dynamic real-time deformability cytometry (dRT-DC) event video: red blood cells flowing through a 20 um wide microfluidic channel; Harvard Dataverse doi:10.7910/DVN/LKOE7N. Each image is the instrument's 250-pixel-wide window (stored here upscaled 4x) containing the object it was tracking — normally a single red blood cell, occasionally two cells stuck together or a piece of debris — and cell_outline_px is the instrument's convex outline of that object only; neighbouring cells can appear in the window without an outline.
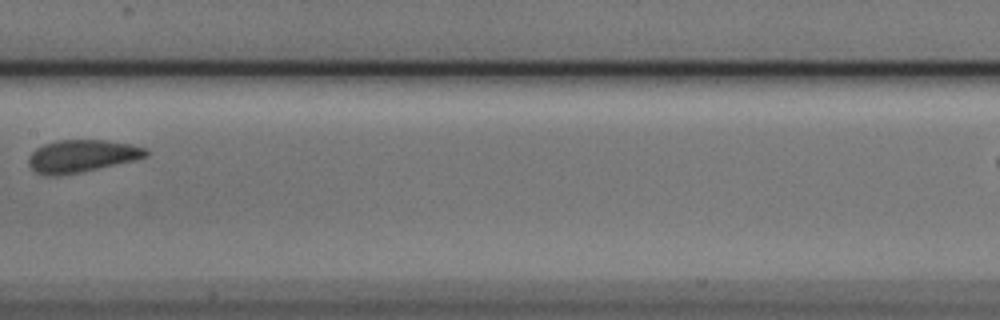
{"species": "Egyptian fruit bat (a non-hibernating species)", "species_latin": "Rousettus aegyptiacus", "temperature_condition": "cold", "stored_images_in_passage": 4, "camera_frame_rate_fps": 3000, "um_per_image_px": 0.085, "animal": {"sex": "male"}, "frame": {"image": 1, "passage_image": 4, "time_ms": 1.0, "image_size_px": [1000, 320], "cell_outline_px": [[148, 156], [132, 160], [80, 172], [56, 176], [48, 176], [36, 172], [28, 164], [28, 156], [36, 148], [44, 144], [56, 140], [104, 140], [132, 144], [148, 148]], "centroid_in_image_um": [6.93, 13.25], "position_along_channel_um": 200.5, "area_um2": 22.08}}